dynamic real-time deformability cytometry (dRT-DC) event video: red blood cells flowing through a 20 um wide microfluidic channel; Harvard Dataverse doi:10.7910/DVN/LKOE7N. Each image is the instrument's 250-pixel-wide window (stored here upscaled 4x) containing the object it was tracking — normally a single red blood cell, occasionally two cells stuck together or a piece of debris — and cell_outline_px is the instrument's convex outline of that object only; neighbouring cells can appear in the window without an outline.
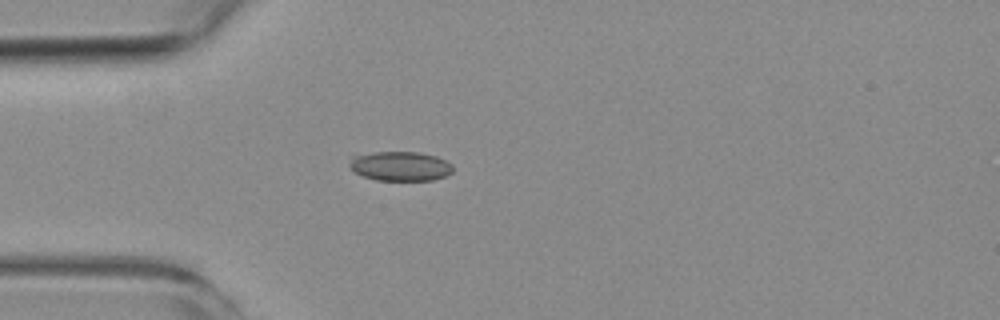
{"species": "common noctule bat (a hibernating species)", "species_latin": "Nyctalus noctula", "temperature_condition": "room temperature", "stored_images_in_passage": 2, "camera_frame_rate_fps": 3000, "um_per_image_px": 0.085, "animal": {"sex": "female", "body_mass_g": 19.3, "forearm_length_mm": 54.1}, "frame": {"image": 1, "passage_image": 1, "time_ms": 0.0, "image_size_px": [1000, 320], "cell_outline_px": [[452, 172], [448, 176], [432, 180], [376, 180], [364, 176], [356, 172], [348, 164], [352, 156], [376, 152], [420, 152], [436, 156], [452, 164]], "centroid_in_image_um": [34.05, 14.12], "position_along_channel_um": 50.9, "area_um2": 17.69}}